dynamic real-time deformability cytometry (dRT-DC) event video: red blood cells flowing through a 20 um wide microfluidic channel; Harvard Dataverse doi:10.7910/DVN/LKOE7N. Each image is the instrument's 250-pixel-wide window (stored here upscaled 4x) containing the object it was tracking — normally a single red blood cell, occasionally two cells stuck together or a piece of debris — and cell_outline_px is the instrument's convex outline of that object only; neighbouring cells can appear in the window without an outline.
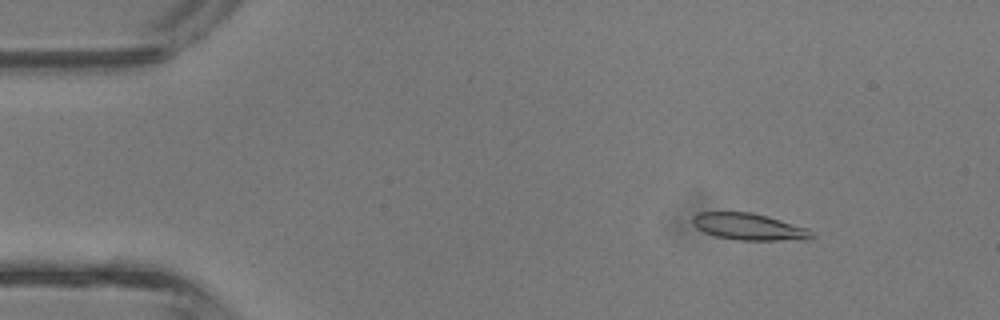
{"species": "common noctule bat (a hibernating species)", "species_latin": "Nyctalus noctula", "temperature_condition": "room temperature", "stored_images_in_passage": 42, "camera_frame_rate_fps": 3000, "um_per_image_px": 0.085, "animal": {"sex": "male", "body_mass_g": 13.3}, "frame": {"image": 1, "passage_image": 5, "time_ms": 1.333, "image_size_px": [1000, 320], "cell_outline_px": [[816, 236], [808, 240], [740, 240], [716, 236], [704, 232], [696, 228], [692, 224], [692, 216], [696, 212], [752, 212], [768, 216], [808, 228]], "centroid_in_image_um": [63.67, 19.27], "position_along_channel_um": 21.3, "area_um2": 18.79}}
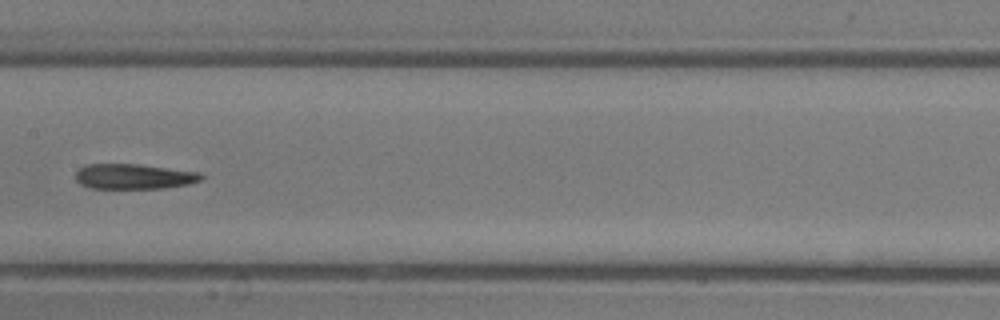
{"frame": {"image": 2, "passage_image": 21, "time_ms": 6.667, "image_size_px": [1000, 320], "cell_outline_px": [[204, 180], [188, 184], [164, 188], [88, 188], [80, 184], [76, 180], [76, 172], [80, 168], [88, 164], [136, 164], [200, 172], [204, 176]], "centroid_in_image_um": [11.4, 15.0], "position_along_channel_um": 196.0, "area_um2": 18.44}}
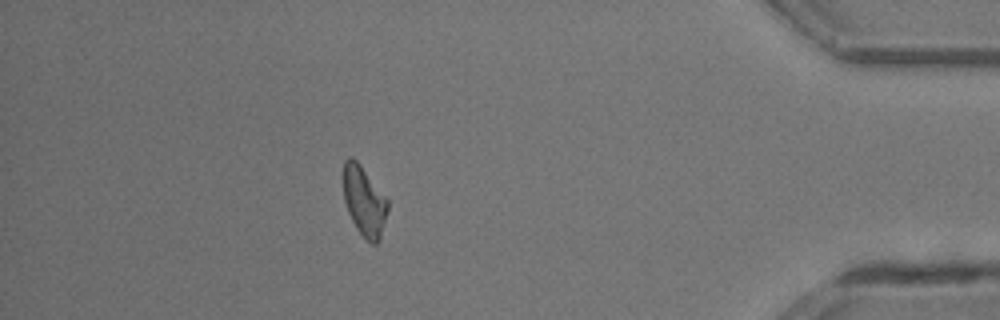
{"frame": {"image": 3, "passage_image": 37, "time_ms": 12.0, "image_size_px": [1000, 320], "cell_outline_px": [[388, 208], [380, 240], [376, 244], [372, 244], [356, 228], [348, 212], [344, 200], [344, 160], [348, 156], [352, 156], [360, 164], [388, 200]], "centroid_in_image_um": [30.96, 17.09], "position_along_channel_um": 404.2, "area_um2": 17.8}}